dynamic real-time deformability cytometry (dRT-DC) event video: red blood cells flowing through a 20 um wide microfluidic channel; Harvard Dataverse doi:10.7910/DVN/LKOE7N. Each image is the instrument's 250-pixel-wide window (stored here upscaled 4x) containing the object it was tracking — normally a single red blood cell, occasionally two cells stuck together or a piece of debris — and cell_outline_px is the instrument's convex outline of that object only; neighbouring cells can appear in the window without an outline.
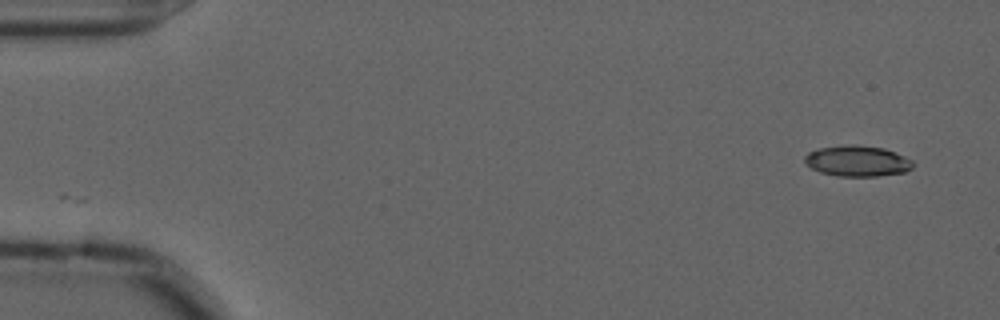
{"species": "common noctule bat (a hibernating species)", "species_latin": "Nyctalus noctula", "temperature_condition": "cold", "stored_images_in_passage": 19, "camera_frame_rate_fps": 3000, "um_per_image_px": 0.085, "animal": {"sex": "male", "forearm_length_mm": 52.5}, "frame": {"image": 1, "passage_image": 1, "time_ms": 0.0, "image_size_px": [1000, 320], "cell_outline_px": [[916, 164], [912, 168], [904, 172], [876, 176], [836, 176], [820, 172], [812, 168], [804, 160], [804, 156], [808, 152], [820, 148], [852, 144], [856, 144], [884, 148], [896, 152], [912, 160]], "centroid_in_image_um": [72.9, 13.68], "position_along_channel_um": 12.1, "area_um2": 19.48}}
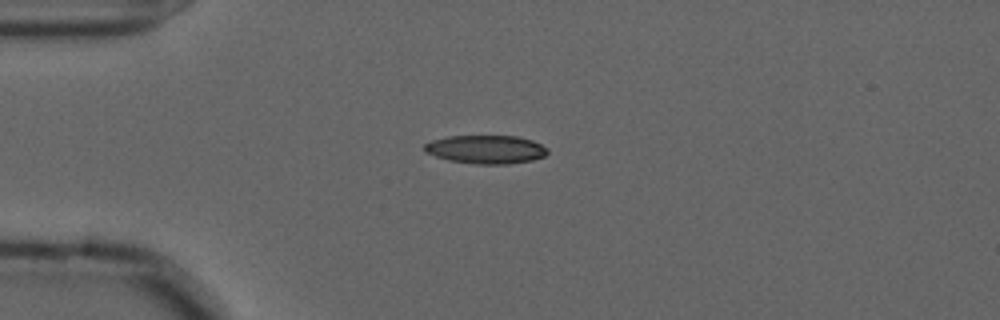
{"frame": {"image": 2, "passage_image": 12, "time_ms": 3.667, "image_size_px": [1000, 320], "cell_outline_px": [[548, 152], [544, 156], [532, 160], [508, 164], [476, 164], [448, 160], [424, 152], [424, 144], [432, 140], [448, 136], [516, 136], [532, 140], [548, 148]], "centroid_in_image_um": [41.3, 12.7], "position_along_channel_um": 43.7, "area_um2": 20.4}}
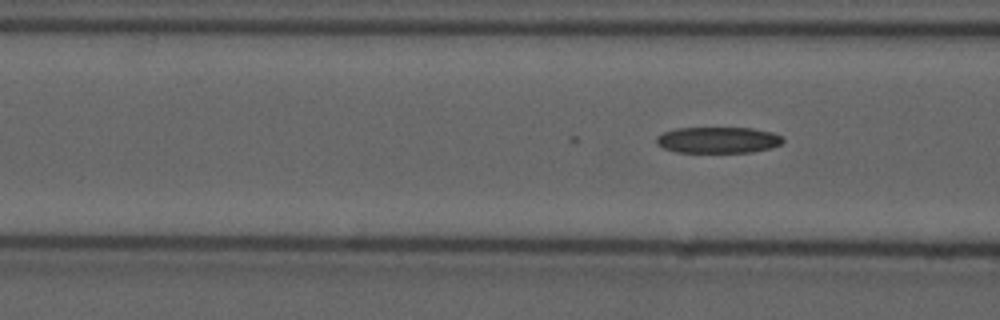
{"frame": {"image": 3, "passage_image": 19, "time_ms": 6.0, "image_size_px": [1000, 320], "cell_outline_px": [[784, 140], [780, 144], [772, 148], [752, 152], [676, 152], [664, 148], [656, 144], [656, 136], [664, 132], [676, 128], [752, 128], [772, 132], [780, 136]], "centroid_in_image_um": [61.02, 11.9], "position_along_channel_um": 105.6, "area_um2": 19.31}}